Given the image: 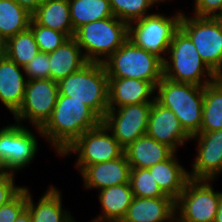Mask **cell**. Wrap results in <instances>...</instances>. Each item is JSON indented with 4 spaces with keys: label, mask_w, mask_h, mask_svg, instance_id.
I'll use <instances>...</instances> for the list:
<instances>
[{
    "label": "cell",
    "mask_w": 222,
    "mask_h": 222,
    "mask_svg": "<svg viewBox=\"0 0 222 222\" xmlns=\"http://www.w3.org/2000/svg\"><path fill=\"white\" fill-rule=\"evenodd\" d=\"M101 123L102 119L89 106L58 94L50 118L41 128H33L51 144L56 155L61 156L85 131Z\"/></svg>",
    "instance_id": "cell-1"
},
{
    "label": "cell",
    "mask_w": 222,
    "mask_h": 222,
    "mask_svg": "<svg viewBox=\"0 0 222 222\" xmlns=\"http://www.w3.org/2000/svg\"><path fill=\"white\" fill-rule=\"evenodd\" d=\"M163 61V77L197 86L211 84L218 76L204 63L190 37L179 28Z\"/></svg>",
    "instance_id": "cell-2"
},
{
    "label": "cell",
    "mask_w": 222,
    "mask_h": 222,
    "mask_svg": "<svg viewBox=\"0 0 222 222\" xmlns=\"http://www.w3.org/2000/svg\"><path fill=\"white\" fill-rule=\"evenodd\" d=\"M60 95L89 106L101 119L109 110V78L103 63L88 62L58 82Z\"/></svg>",
    "instance_id": "cell-3"
},
{
    "label": "cell",
    "mask_w": 222,
    "mask_h": 222,
    "mask_svg": "<svg viewBox=\"0 0 222 222\" xmlns=\"http://www.w3.org/2000/svg\"><path fill=\"white\" fill-rule=\"evenodd\" d=\"M155 94V100L174 112L190 137L200 133L204 86L173 82L163 77L155 86Z\"/></svg>",
    "instance_id": "cell-4"
},
{
    "label": "cell",
    "mask_w": 222,
    "mask_h": 222,
    "mask_svg": "<svg viewBox=\"0 0 222 222\" xmlns=\"http://www.w3.org/2000/svg\"><path fill=\"white\" fill-rule=\"evenodd\" d=\"M88 62L103 63L128 39V24L115 16L79 27L74 34Z\"/></svg>",
    "instance_id": "cell-5"
},
{
    "label": "cell",
    "mask_w": 222,
    "mask_h": 222,
    "mask_svg": "<svg viewBox=\"0 0 222 222\" xmlns=\"http://www.w3.org/2000/svg\"><path fill=\"white\" fill-rule=\"evenodd\" d=\"M108 78L146 80L154 87L163 78V61L129 39L103 62Z\"/></svg>",
    "instance_id": "cell-6"
},
{
    "label": "cell",
    "mask_w": 222,
    "mask_h": 222,
    "mask_svg": "<svg viewBox=\"0 0 222 222\" xmlns=\"http://www.w3.org/2000/svg\"><path fill=\"white\" fill-rule=\"evenodd\" d=\"M153 13L128 24V39L136 46L165 60L174 33L180 28L183 11L173 16Z\"/></svg>",
    "instance_id": "cell-7"
},
{
    "label": "cell",
    "mask_w": 222,
    "mask_h": 222,
    "mask_svg": "<svg viewBox=\"0 0 222 222\" xmlns=\"http://www.w3.org/2000/svg\"><path fill=\"white\" fill-rule=\"evenodd\" d=\"M185 13L180 28L190 37L204 63L222 77V17H188Z\"/></svg>",
    "instance_id": "cell-8"
},
{
    "label": "cell",
    "mask_w": 222,
    "mask_h": 222,
    "mask_svg": "<svg viewBox=\"0 0 222 222\" xmlns=\"http://www.w3.org/2000/svg\"><path fill=\"white\" fill-rule=\"evenodd\" d=\"M208 179H189L175 200L176 222H214L220 194Z\"/></svg>",
    "instance_id": "cell-9"
},
{
    "label": "cell",
    "mask_w": 222,
    "mask_h": 222,
    "mask_svg": "<svg viewBox=\"0 0 222 222\" xmlns=\"http://www.w3.org/2000/svg\"><path fill=\"white\" fill-rule=\"evenodd\" d=\"M75 154V168L81 172L86 166L114 160L124 154V148L101 123L85 131L63 153L62 157Z\"/></svg>",
    "instance_id": "cell-10"
},
{
    "label": "cell",
    "mask_w": 222,
    "mask_h": 222,
    "mask_svg": "<svg viewBox=\"0 0 222 222\" xmlns=\"http://www.w3.org/2000/svg\"><path fill=\"white\" fill-rule=\"evenodd\" d=\"M58 83L47 79L27 80L23 102L13 115L14 122L41 128L50 118L58 98Z\"/></svg>",
    "instance_id": "cell-11"
},
{
    "label": "cell",
    "mask_w": 222,
    "mask_h": 222,
    "mask_svg": "<svg viewBox=\"0 0 222 222\" xmlns=\"http://www.w3.org/2000/svg\"><path fill=\"white\" fill-rule=\"evenodd\" d=\"M153 102L109 108L102 123L125 149L139 137L146 135Z\"/></svg>",
    "instance_id": "cell-12"
},
{
    "label": "cell",
    "mask_w": 222,
    "mask_h": 222,
    "mask_svg": "<svg viewBox=\"0 0 222 222\" xmlns=\"http://www.w3.org/2000/svg\"><path fill=\"white\" fill-rule=\"evenodd\" d=\"M38 136L24 124L0 128V156L11 173L28 167L38 153Z\"/></svg>",
    "instance_id": "cell-13"
},
{
    "label": "cell",
    "mask_w": 222,
    "mask_h": 222,
    "mask_svg": "<svg viewBox=\"0 0 222 222\" xmlns=\"http://www.w3.org/2000/svg\"><path fill=\"white\" fill-rule=\"evenodd\" d=\"M197 147L191 179L216 180L222 173V129L211 132H200L191 137Z\"/></svg>",
    "instance_id": "cell-14"
},
{
    "label": "cell",
    "mask_w": 222,
    "mask_h": 222,
    "mask_svg": "<svg viewBox=\"0 0 222 222\" xmlns=\"http://www.w3.org/2000/svg\"><path fill=\"white\" fill-rule=\"evenodd\" d=\"M146 135L159 143L167 145L174 152L186 144L191 137L181 127L179 119L171 109H168L156 100L153 101Z\"/></svg>",
    "instance_id": "cell-15"
},
{
    "label": "cell",
    "mask_w": 222,
    "mask_h": 222,
    "mask_svg": "<svg viewBox=\"0 0 222 222\" xmlns=\"http://www.w3.org/2000/svg\"><path fill=\"white\" fill-rule=\"evenodd\" d=\"M131 167L125 153L111 161L86 166L81 172L86 189H104L129 183Z\"/></svg>",
    "instance_id": "cell-16"
},
{
    "label": "cell",
    "mask_w": 222,
    "mask_h": 222,
    "mask_svg": "<svg viewBox=\"0 0 222 222\" xmlns=\"http://www.w3.org/2000/svg\"><path fill=\"white\" fill-rule=\"evenodd\" d=\"M121 222H176L175 200L171 197H133Z\"/></svg>",
    "instance_id": "cell-17"
},
{
    "label": "cell",
    "mask_w": 222,
    "mask_h": 222,
    "mask_svg": "<svg viewBox=\"0 0 222 222\" xmlns=\"http://www.w3.org/2000/svg\"><path fill=\"white\" fill-rule=\"evenodd\" d=\"M26 84L24 68L5 55L0 61V101L12 115L23 102Z\"/></svg>",
    "instance_id": "cell-18"
},
{
    "label": "cell",
    "mask_w": 222,
    "mask_h": 222,
    "mask_svg": "<svg viewBox=\"0 0 222 222\" xmlns=\"http://www.w3.org/2000/svg\"><path fill=\"white\" fill-rule=\"evenodd\" d=\"M155 87L146 80L109 78V108L153 102Z\"/></svg>",
    "instance_id": "cell-19"
},
{
    "label": "cell",
    "mask_w": 222,
    "mask_h": 222,
    "mask_svg": "<svg viewBox=\"0 0 222 222\" xmlns=\"http://www.w3.org/2000/svg\"><path fill=\"white\" fill-rule=\"evenodd\" d=\"M43 196L34 203L33 196L27 188V206L32 222H74L75 219L70 211H67L62 204V195L54 185L48 186Z\"/></svg>",
    "instance_id": "cell-20"
},
{
    "label": "cell",
    "mask_w": 222,
    "mask_h": 222,
    "mask_svg": "<svg viewBox=\"0 0 222 222\" xmlns=\"http://www.w3.org/2000/svg\"><path fill=\"white\" fill-rule=\"evenodd\" d=\"M130 183L114 185L99 190L101 214L91 219L94 222H121L133 199Z\"/></svg>",
    "instance_id": "cell-21"
},
{
    "label": "cell",
    "mask_w": 222,
    "mask_h": 222,
    "mask_svg": "<svg viewBox=\"0 0 222 222\" xmlns=\"http://www.w3.org/2000/svg\"><path fill=\"white\" fill-rule=\"evenodd\" d=\"M176 153L148 168L161 190L174 200L182 193L190 179L188 170L180 164Z\"/></svg>",
    "instance_id": "cell-22"
},
{
    "label": "cell",
    "mask_w": 222,
    "mask_h": 222,
    "mask_svg": "<svg viewBox=\"0 0 222 222\" xmlns=\"http://www.w3.org/2000/svg\"><path fill=\"white\" fill-rule=\"evenodd\" d=\"M50 79L59 82L88 63L74 37H70L55 51L49 52Z\"/></svg>",
    "instance_id": "cell-23"
},
{
    "label": "cell",
    "mask_w": 222,
    "mask_h": 222,
    "mask_svg": "<svg viewBox=\"0 0 222 222\" xmlns=\"http://www.w3.org/2000/svg\"><path fill=\"white\" fill-rule=\"evenodd\" d=\"M131 168H149L168 159L174 151L148 135H143L124 149Z\"/></svg>",
    "instance_id": "cell-24"
},
{
    "label": "cell",
    "mask_w": 222,
    "mask_h": 222,
    "mask_svg": "<svg viewBox=\"0 0 222 222\" xmlns=\"http://www.w3.org/2000/svg\"><path fill=\"white\" fill-rule=\"evenodd\" d=\"M32 18L39 24L74 37L68 0H44Z\"/></svg>",
    "instance_id": "cell-25"
},
{
    "label": "cell",
    "mask_w": 222,
    "mask_h": 222,
    "mask_svg": "<svg viewBox=\"0 0 222 222\" xmlns=\"http://www.w3.org/2000/svg\"><path fill=\"white\" fill-rule=\"evenodd\" d=\"M222 129V77L204 86V103L200 132Z\"/></svg>",
    "instance_id": "cell-26"
},
{
    "label": "cell",
    "mask_w": 222,
    "mask_h": 222,
    "mask_svg": "<svg viewBox=\"0 0 222 222\" xmlns=\"http://www.w3.org/2000/svg\"><path fill=\"white\" fill-rule=\"evenodd\" d=\"M74 32L87 23L113 17L109 0H68Z\"/></svg>",
    "instance_id": "cell-27"
},
{
    "label": "cell",
    "mask_w": 222,
    "mask_h": 222,
    "mask_svg": "<svg viewBox=\"0 0 222 222\" xmlns=\"http://www.w3.org/2000/svg\"><path fill=\"white\" fill-rule=\"evenodd\" d=\"M32 14L13 0H0V38L6 41L29 28Z\"/></svg>",
    "instance_id": "cell-28"
},
{
    "label": "cell",
    "mask_w": 222,
    "mask_h": 222,
    "mask_svg": "<svg viewBox=\"0 0 222 222\" xmlns=\"http://www.w3.org/2000/svg\"><path fill=\"white\" fill-rule=\"evenodd\" d=\"M39 52V47L30 28L5 41L6 56L21 67H24Z\"/></svg>",
    "instance_id": "cell-29"
},
{
    "label": "cell",
    "mask_w": 222,
    "mask_h": 222,
    "mask_svg": "<svg viewBox=\"0 0 222 222\" xmlns=\"http://www.w3.org/2000/svg\"><path fill=\"white\" fill-rule=\"evenodd\" d=\"M165 0H109L113 15L130 24L145 16L153 13H148L150 8L156 7L157 3L161 4Z\"/></svg>",
    "instance_id": "cell-30"
},
{
    "label": "cell",
    "mask_w": 222,
    "mask_h": 222,
    "mask_svg": "<svg viewBox=\"0 0 222 222\" xmlns=\"http://www.w3.org/2000/svg\"><path fill=\"white\" fill-rule=\"evenodd\" d=\"M129 183L134 197H170L161 190L148 168H131Z\"/></svg>",
    "instance_id": "cell-31"
},
{
    "label": "cell",
    "mask_w": 222,
    "mask_h": 222,
    "mask_svg": "<svg viewBox=\"0 0 222 222\" xmlns=\"http://www.w3.org/2000/svg\"><path fill=\"white\" fill-rule=\"evenodd\" d=\"M29 28L32 30L36 43L41 52H52L60 47L69 37L60 31L39 25L33 18Z\"/></svg>",
    "instance_id": "cell-32"
},
{
    "label": "cell",
    "mask_w": 222,
    "mask_h": 222,
    "mask_svg": "<svg viewBox=\"0 0 222 222\" xmlns=\"http://www.w3.org/2000/svg\"><path fill=\"white\" fill-rule=\"evenodd\" d=\"M49 64L48 53L40 51L23 67L27 80L50 78Z\"/></svg>",
    "instance_id": "cell-33"
},
{
    "label": "cell",
    "mask_w": 222,
    "mask_h": 222,
    "mask_svg": "<svg viewBox=\"0 0 222 222\" xmlns=\"http://www.w3.org/2000/svg\"><path fill=\"white\" fill-rule=\"evenodd\" d=\"M27 206L25 186L12 200L0 207V222H14Z\"/></svg>",
    "instance_id": "cell-34"
},
{
    "label": "cell",
    "mask_w": 222,
    "mask_h": 222,
    "mask_svg": "<svg viewBox=\"0 0 222 222\" xmlns=\"http://www.w3.org/2000/svg\"><path fill=\"white\" fill-rule=\"evenodd\" d=\"M192 15L198 17H222V0H194Z\"/></svg>",
    "instance_id": "cell-35"
},
{
    "label": "cell",
    "mask_w": 222,
    "mask_h": 222,
    "mask_svg": "<svg viewBox=\"0 0 222 222\" xmlns=\"http://www.w3.org/2000/svg\"><path fill=\"white\" fill-rule=\"evenodd\" d=\"M15 175L11 173L0 179V207L12 200L25 186H16Z\"/></svg>",
    "instance_id": "cell-36"
},
{
    "label": "cell",
    "mask_w": 222,
    "mask_h": 222,
    "mask_svg": "<svg viewBox=\"0 0 222 222\" xmlns=\"http://www.w3.org/2000/svg\"><path fill=\"white\" fill-rule=\"evenodd\" d=\"M16 4L33 14L44 0H13Z\"/></svg>",
    "instance_id": "cell-37"
},
{
    "label": "cell",
    "mask_w": 222,
    "mask_h": 222,
    "mask_svg": "<svg viewBox=\"0 0 222 222\" xmlns=\"http://www.w3.org/2000/svg\"><path fill=\"white\" fill-rule=\"evenodd\" d=\"M14 222H32L29 210L25 208Z\"/></svg>",
    "instance_id": "cell-38"
},
{
    "label": "cell",
    "mask_w": 222,
    "mask_h": 222,
    "mask_svg": "<svg viewBox=\"0 0 222 222\" xmlns=\"http://www.w3.org/2000/svg\"><path fill=\"white\" fill-rule=\"evenodd\" d=\"M9 174H11V172L8 170L6 163L0 156V179H2L3 177H6Z\"/></svg>",
    "instance_id": "cell-39"
},
{
    "label": "cell",
    "mask_w": 222,
    "mask_h": 222,
    "mask_svg": "<svg viewBox=\"0 0 222 222\" xmlns=\"http://www.w3.org/2000/svg\"><path fill=\"white\" fill-rule=\"evenodd\" d=\"M214 222H222V193L220 194V199L217 208V214Z\"/></svg>",
    "instance_id": "cell-40"
},
{
    "label": "cell",
    "mask_w": 222,
    "mask_h": 222,
    "mask_svg": "<svg viewBox=\"0 0 222 222\" xmlns=\"http://www.w3.org/2000/svg\"><path fill=\"white\" fill-rule=\"evenodd\" d=\"M5 41L0 38V61L5 57Z\"/></svg>",
    "instance_id": "cell-41"
}]
</instances>
